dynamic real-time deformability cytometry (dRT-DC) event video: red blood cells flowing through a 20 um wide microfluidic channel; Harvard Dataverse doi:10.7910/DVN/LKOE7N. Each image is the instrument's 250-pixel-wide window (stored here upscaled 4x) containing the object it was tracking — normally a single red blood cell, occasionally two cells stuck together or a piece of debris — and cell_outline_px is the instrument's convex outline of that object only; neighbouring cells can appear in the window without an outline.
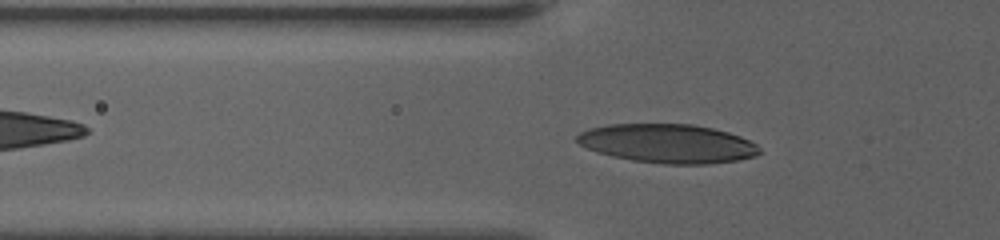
{"species": "human", "species_latin": "Homo sapiens", "temperature_condition": "warm", "stored_images_in_passage": 51, "camera_frame_rate_fps": 3000, "um_per_image_px": 0.085, "donor": {"sex": "female"}, "frame": {"image": 1, "passage_image": 14, "time_ms": 4.333, "image_size_px": [1000, 240], "cell_outline_px": [[760, 152], [756, 156], [740, 160], [708, 164], [664, 164], [632, 160], [612, 156], [596, 152], [580, 144], [576, 140], [576, 136], [580, 132], [588, 128], [608, 124], [692, 124], [712, 128], [728, 132], [740, 136], [756, 144], [760, 148]], "centroid_in_image_um": [56.76, 12.2], "position_along_channel_um": 69.0, "area_um2": 41.5}}
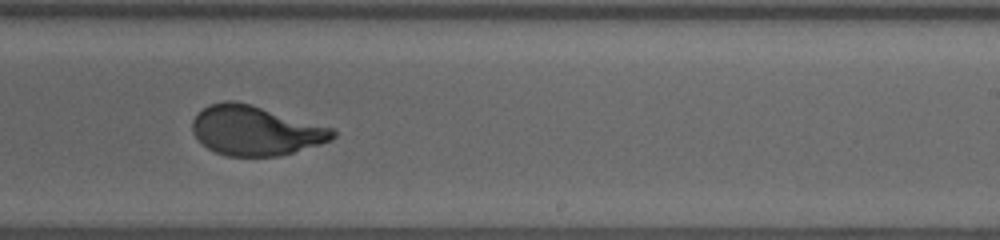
{"frame": {"image": 2, "passage_image": 31, "time_ms": 10.0, "image_size_px": [1000, 240], "cell_outline_px": [[336, 136], [332, 140], [320, 144], [280, 156], [228, 156], [216, 152], [208, 148], [192, 132], [192, 120], [196, 112], [208, 104], [224, 100], [236, 100], [252, 104], [332, 128], [336, 132]], "centroid_in_image_um": [21.69, 11.08], "position_along_channel_um": 267.3, "area_um2": 40.69}}
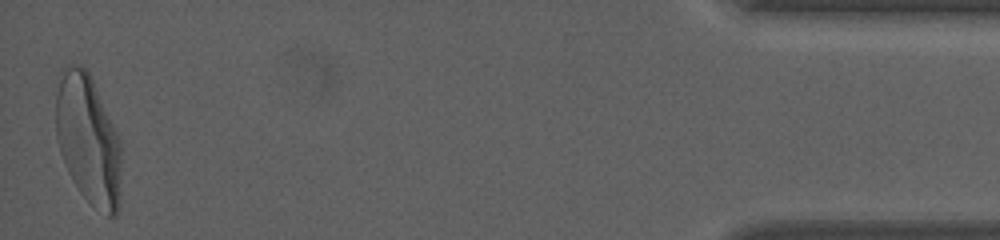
{"frame": {"image": 3, "passage_image": 51, "time_ms": 16.667, "image_size_px": [1000, 240], "cell_outline_px": [[120, 208], [116, 216], [108, 216], [88, 200], [80, 192], [72, 180], [68, 172], [60, 152], [56, 136], [56, 92], [60, 80], [64, 72], [72, 64], [80, 64], [88, 68], [120, 136]], "centroid_in_image_um": [7.52, 11.86], "position_along_channel_um": 427.7, "area_um2": 49.65}, "authors_computed_cell_mechanics": {"area_um2": 40.6912, "velocity_mm_per_s": 3.5597, "shape_relaxation_time_tau1_ms": 4.8978, "shape_relaxation_time_tau2_ms": null, "deformation_change_tau1": 0.2274, "deformation_change_tau2": null}}